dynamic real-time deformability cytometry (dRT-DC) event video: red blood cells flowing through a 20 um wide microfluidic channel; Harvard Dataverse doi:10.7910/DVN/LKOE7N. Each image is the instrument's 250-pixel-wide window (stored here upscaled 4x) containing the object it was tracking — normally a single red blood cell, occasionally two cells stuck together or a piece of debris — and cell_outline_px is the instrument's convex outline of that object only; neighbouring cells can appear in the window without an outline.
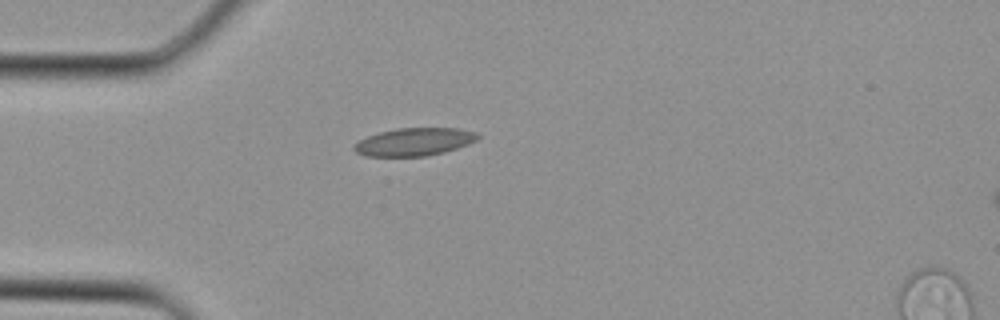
{"species": "Egyptian fruit bat (a non-hibernating species)", "species_latin": "Rousettus aegyptiacus", "temperature_condition": "cold", "stored_images_in_passage": 2, "camera_frame_rate_fps": 3000, "um_per_image_px": 0.085, "animal": {"sex": "female"}, "frame": {"image": 1, "passage_image": 1, "time_ms": 0.0, "image_size_px": [1000, 320], "cell_outline_px": [[480, 136], [476, 140], [468, 144], [444, 152], [428, 156], [364, 156], [356, 152], [352, 148], [360, 140], [368, 136], [380, 132], [396, 128], [456, 128], [476, 132]], "centroid_in_image_um": [35.21, 12.06], "position_along_channel_um": 49.8, "area_um2": 19.94}}